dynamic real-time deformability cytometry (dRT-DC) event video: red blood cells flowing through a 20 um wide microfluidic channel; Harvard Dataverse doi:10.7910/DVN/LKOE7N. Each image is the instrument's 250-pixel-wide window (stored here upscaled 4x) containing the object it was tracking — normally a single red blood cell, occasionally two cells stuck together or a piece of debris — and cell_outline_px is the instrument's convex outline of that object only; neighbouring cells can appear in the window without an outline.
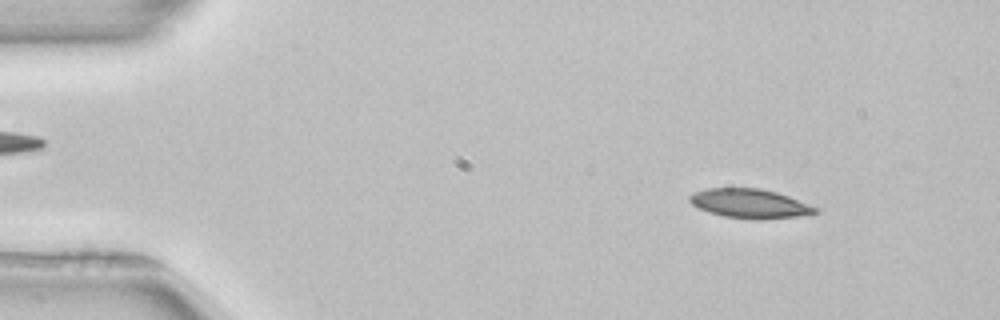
{"species": "common noctule bat (a hibernating species)", "species_latin": "Nyctalus noctula", "temperature_condition": "room temperature", "stored_images_in_passage": 40, "camera_frame_rate_fps": 3000, "um_per_image_px": 0.085, "animal": {"sex": "female", "body_mass_g": 22.7, "forearm_length_mm": 54.2}, "frame": {"image": 1, "passage_image": 6, "time_ms": 1.667, "image_size_px": [1000, 320], "cell_outline_px": [[820, 212], [812, 216], [760, 220], [756, 220], [724, 216], [708, 212], [692, 204], [688, 200], [688, 196], [692, 192], [704, 188], [760, 188], [776, 192], [788, 196], [820, 208]], "centroid_in_image_um": [63.81, 17.32], "position_along_channel_um": 21.2, "area_um2": 22.02}}
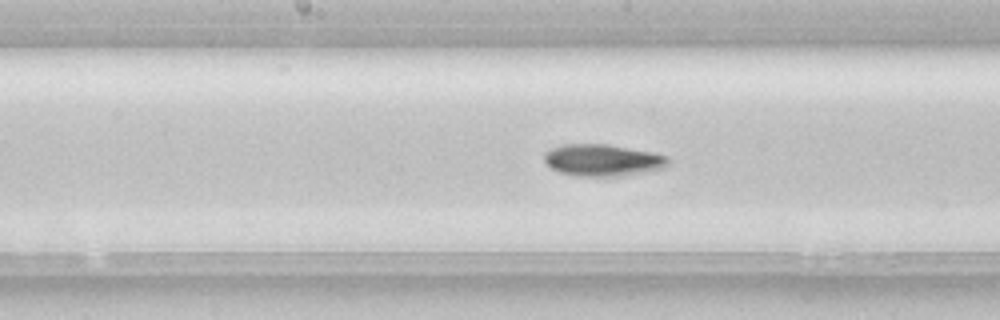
{"frame": {"image": 2, "passage_image": 26, "time_ms": 8.333, "image_size_px": [1000, 320], "cell_outline_px": [[668, 164], [664, 168], [648, 172], [620, 176], [576, 176], [560, 172], [552, 168], [544, 160], [544, 152], [560, 144], [608, 144], [652, 152], [668, 156]], "centroid_in_image_um": [51.23, 13.61], "position_along_channel_um": 197.0, "area_um2": 23.12}}
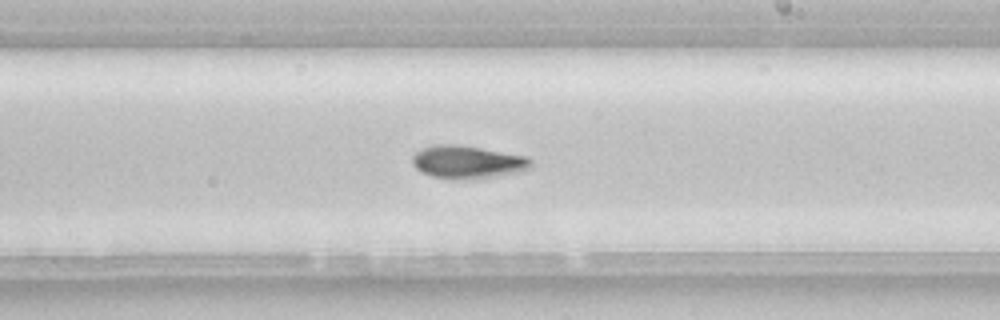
{"frame": {"image": 3, "passage_image": 30, "time_ms": 9.667, "image_size_px": [1000, 320], "cell_outline_px": [[532, 168], [524, 172], [484, 180], [432, 176], [416, 168], [412, 164], [412, 156], [416, 152], [432, 144], [460, 144], [528, 156], [532, 160]], "centroid_in_image_um": [39.86, 13.78], "position_along_channel_um": 249.1, "area_um2": 23.29}, "authors_computed_cell_mechanics": {"area_um2": 22.2819, "velocity_mm_per_s": 3.9423, "shape_relaxation_time_tau1_ms": 4.4253, "shape_relaxation_time_tau2_ms": null, "deformation_change_tau1": 0.131, "deformation_change_tau2": null}}